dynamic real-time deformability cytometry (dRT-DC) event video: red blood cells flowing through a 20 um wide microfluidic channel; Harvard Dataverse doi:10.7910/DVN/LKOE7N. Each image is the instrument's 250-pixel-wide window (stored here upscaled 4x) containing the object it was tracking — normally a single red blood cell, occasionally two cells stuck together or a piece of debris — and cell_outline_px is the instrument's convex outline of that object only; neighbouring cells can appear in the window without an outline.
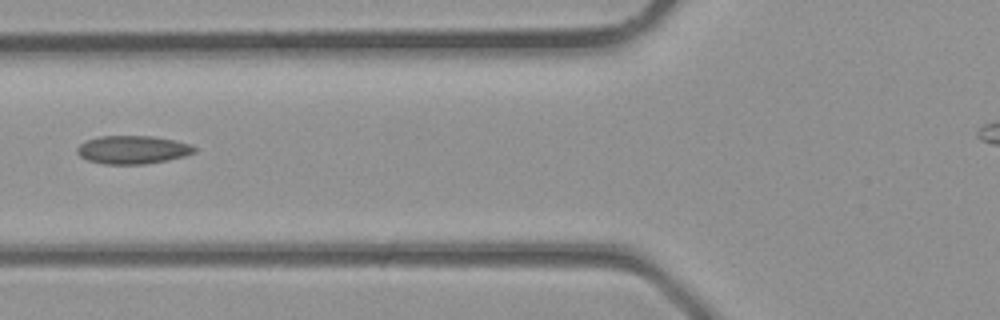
{"species": "common noctule bat (a hibernating species)", "species_latin": "Nyctalus noctula", "temperature_condition": "room temperature", "stored_images_in_passage": 2, "camera_frame_rate_fps": 3000, "um_per_image_px": 0.085, "animal": {"sex": "male", "body_mass_g": 23.1, "forearm_length_mm": 52.7}, "frame": {"image": 1, "passage_image": 2, "time_ms": 0.333, "image_size_px": [1000, 320], "cell_outline_px": [[196, 152], [184, 156], [168, 160], [144, 164], [104, 164], [88, 160], [80, 156], [76, 152], [76, 148], [80, 144], [88, 140], [100, 136], [152, 136], [176, 140], [192, 144], [196, 148]], "centroid_in_image_um": [11.3, 12.72], "position_along_channel_um": 114.5, "area_um2": 19.36}}